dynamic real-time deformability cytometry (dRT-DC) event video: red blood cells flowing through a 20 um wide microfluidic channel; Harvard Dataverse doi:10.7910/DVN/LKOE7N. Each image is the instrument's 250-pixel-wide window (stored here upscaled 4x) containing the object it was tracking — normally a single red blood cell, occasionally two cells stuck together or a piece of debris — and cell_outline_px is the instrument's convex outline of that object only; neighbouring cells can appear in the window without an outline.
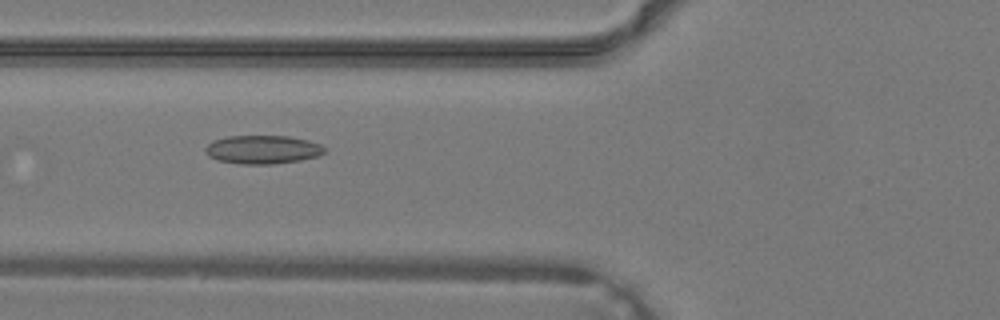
{"species": "common noctule bat (a hibernating species)", "species_latin": "Nyctalus noctula", "temperature_condition": "warm", "stored_images_in_passage": 10, "camera_frame_rate_fps": 3000, "um_per_image_px": 0.085, "animal": {"sex": "male", "body_mass_g": 19.2, "forearm_length_mm": 51.8}, "frame": {"image": 1, "passage_image": 4, "time_ms": 1.0, "image_size_px": [1000, 320], "cell_outline_px": [[328, 148], [320, 156], [300, 160], [272, 164], [240, 164], [216, 160], [208, 156], [204, 152], [204, 148], [212, 140], [228, 136], [288, 136], [308, 140], [320, 144]], "centroid_in_image_um": [22.31, 12.71], "position_along_channel_um": 103.5, "area_um2": 20.06}}
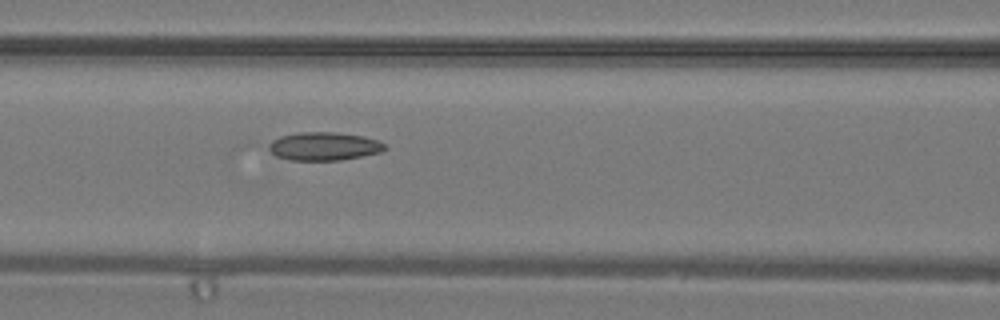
{"frame": {"image": 2, "passage_image": 6, "time_ms": 1.667, "image_size_px": [1000, 320], "cell_outline_px": [[388, 148], [380, 152], [340, 160], [288, 160], [276, 156], [268, 148], [268, 144], [272, 140], [280, 136], [296, 132], [336, 132], [364, 136], [376, 140], [384, 144]], "centroid_in_image_um": [27.5, 12.42], "position_along_channel_um": 139.1, "area_um2": 19.13}}
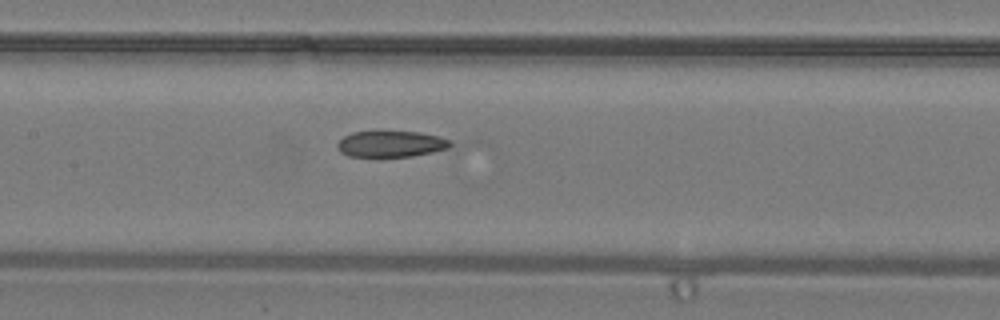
{"frame": {"image": 3, "passage_image": 8, "time_ms": 2.333, "image_size_px": [1000, 320], "cell_outline_px": [[452, 144], [448, 148], [432, 152], [412, 156], [380, 160], [348, 156], [340, 152], [336, 148], [336, 144], [344, 136], [352, 132], [420, 132], [440, 136], [452, 140]], "centroid_in_image_um": [33.19, 12.29], "position_along_channel_um": 174.2, "area_um2": 18.09}}